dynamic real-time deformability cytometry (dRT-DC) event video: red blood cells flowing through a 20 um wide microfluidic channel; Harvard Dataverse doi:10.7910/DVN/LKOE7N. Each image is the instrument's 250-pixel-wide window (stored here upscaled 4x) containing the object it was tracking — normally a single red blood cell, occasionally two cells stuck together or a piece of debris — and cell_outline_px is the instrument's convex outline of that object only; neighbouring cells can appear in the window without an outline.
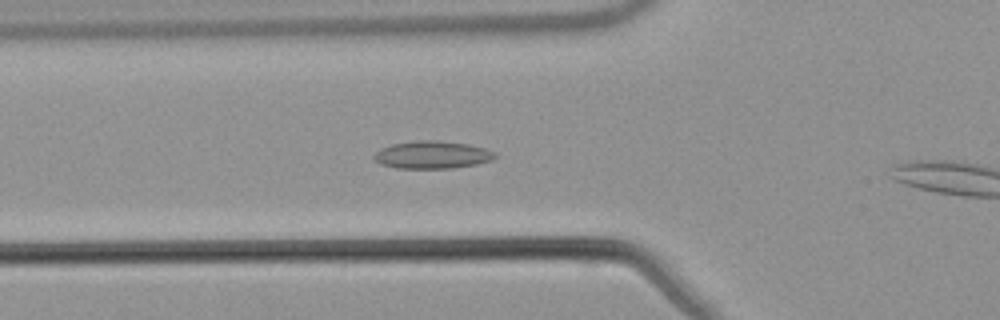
{"species": "common noctule bat (a hibernating species)", "species_latin": "Nyctalus noctula", "temperature_condition": "warm", "stored_images_in_passage": 10, "camera_frame_rate_fps": 3000, "um_per_image_px": 0.085, "animal": {"sex": "male", "body_mass_g": 21.5, "forearm_length_mm": 52.0}, "frame": {"image": 1, "passage_image": 9, "time_ms": 2.667, "image_size_px": [1000, 320], "cell_outline_px": [[496, 156], [492, 160], [476, 164], [452, 168], [396, 168], [380, 164], [372, 160], [372, 156], [380, 148], [392, 144], [416, 140], [436, 140], [468, 144], [484, 148], [496, 152]], "centroid_in_image_um": [36.7, 13.16], "position_along_channel_um": 89.1, "area_um2": 19.59}}